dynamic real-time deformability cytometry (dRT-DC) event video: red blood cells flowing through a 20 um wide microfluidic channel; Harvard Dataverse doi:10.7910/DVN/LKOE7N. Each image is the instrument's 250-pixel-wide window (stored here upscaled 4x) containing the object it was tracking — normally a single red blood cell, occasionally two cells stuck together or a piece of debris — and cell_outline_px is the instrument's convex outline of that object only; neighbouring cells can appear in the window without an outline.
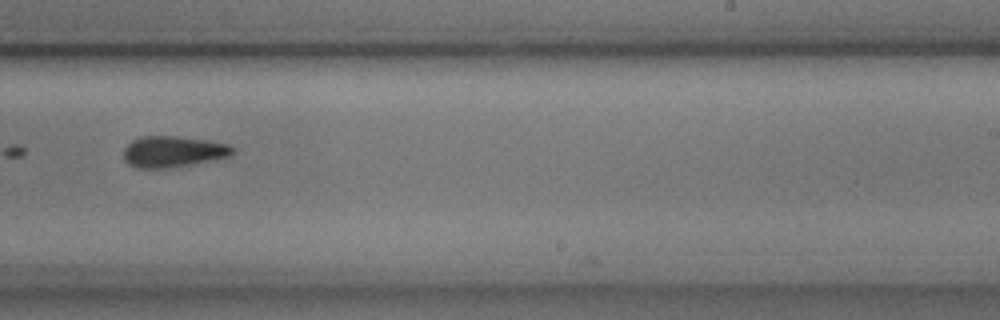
{"species": "common noctule bat (a hibernating species)", "species_latin": "Nyctalus noctula", "temperature_condition": "cold", "stored_images_in_passage": 12, "camera_frame_rate_fps": 3000, "um_per_image_px": 0.085, "animal": {"sex": "male", "body_mass_g": 17.9, "forearm_length_mm": 54.2}, "frame": {"image": 1, "passage_image": 7, "time_ms": 2.0, "image_size_px": [1000, 320], "cell_outline_px": [[232, 156], [168, 168], [136, 168], [128, 164], [124, 160], [124, 148], [132, 140], [140, 136], [176, 136], [204, 140], [228, 144], [232, 148]], "centroid_in_image_um": [14.65, 12.89], "position_along_channel_um": 274.3, "area_um2": 19.59}}